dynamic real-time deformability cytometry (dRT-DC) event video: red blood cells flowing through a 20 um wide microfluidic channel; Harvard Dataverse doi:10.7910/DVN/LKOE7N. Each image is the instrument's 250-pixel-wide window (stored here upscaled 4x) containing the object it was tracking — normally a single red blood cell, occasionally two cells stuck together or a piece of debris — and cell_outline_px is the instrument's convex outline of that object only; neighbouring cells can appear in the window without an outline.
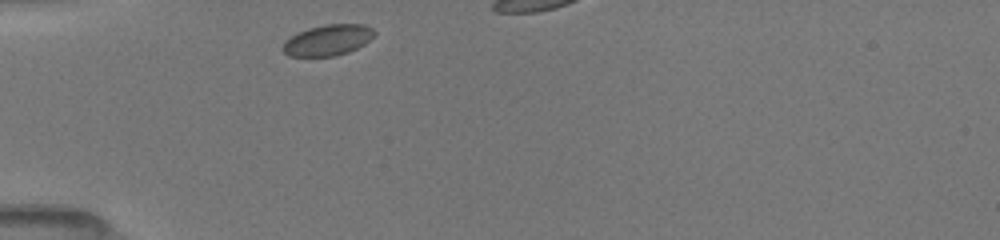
{"species": "common noctule bat (a hibernating species)", "species_latin": "Nyctalus noctula", "temperature_condition": "room temperature", "stored_images_in_passage": 6, "camera_frame_rate_fps": 3000, "um_per_image_px": 0.085, "animal": {"sex": "female", "body_mass_g": 19.5, "forearm_length_mm": 54.1}, "frame": {"image": 1, "passage_image": 1, "time_ms": 0.0, "image_size_px": [1000, 240], "cell_outline_px": [[376, 32], [364, 44], [348, 52], [336, 56], [288, 56], [280, 48], [284, 40], [308, 28], [324, 24], [364, 24], [372, 28]], "centroid_in_image_um": [27.83, 3.41], "position_along_channel_um": 57.2, "area_um2": 16.47}}